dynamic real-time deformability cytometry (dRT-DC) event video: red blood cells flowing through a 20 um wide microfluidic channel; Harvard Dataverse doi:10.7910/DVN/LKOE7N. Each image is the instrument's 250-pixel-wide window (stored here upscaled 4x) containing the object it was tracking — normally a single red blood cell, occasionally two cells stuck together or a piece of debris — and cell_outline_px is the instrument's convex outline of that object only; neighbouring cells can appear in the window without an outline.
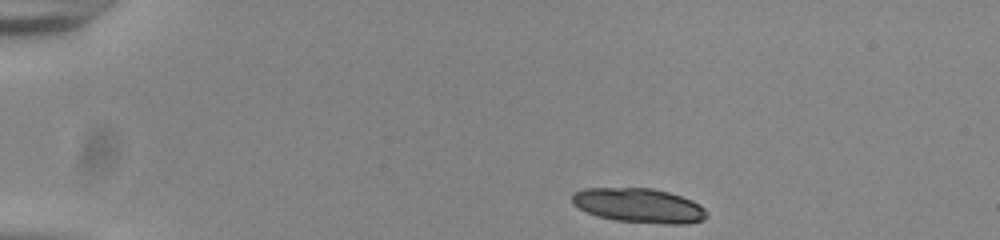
{"species": "common noctule bat (a hibernating species)", "species_latin": "Nyctalus noctula", "temperature_condition": "room temperature", "stored_images_in_passage": 13, "camera_frame_rate_fps": 3000, "um_per_image_px": 0.085, "animal": {"sex": "male", "body_mass_g": 20.0, "forearm_length_mm": 53.3}, "frame": {"image": 1, "passage_image": 1, "time_ms": 0.0, "image_size_px": [1000, 240], "cell_outline_px": [[708, 216], [704, 220], [684, 224], [664, 224], [616, 220], [596, 216], [572, 204], [572, 192], [584, 188], [652, 188], [668, 192], [692, 200], [700, 204], [708, 212]], "centroid_in_image_um": [54.32, 17.47], "position_along_channel_um": 30.7, "area_um2": 27.17}}